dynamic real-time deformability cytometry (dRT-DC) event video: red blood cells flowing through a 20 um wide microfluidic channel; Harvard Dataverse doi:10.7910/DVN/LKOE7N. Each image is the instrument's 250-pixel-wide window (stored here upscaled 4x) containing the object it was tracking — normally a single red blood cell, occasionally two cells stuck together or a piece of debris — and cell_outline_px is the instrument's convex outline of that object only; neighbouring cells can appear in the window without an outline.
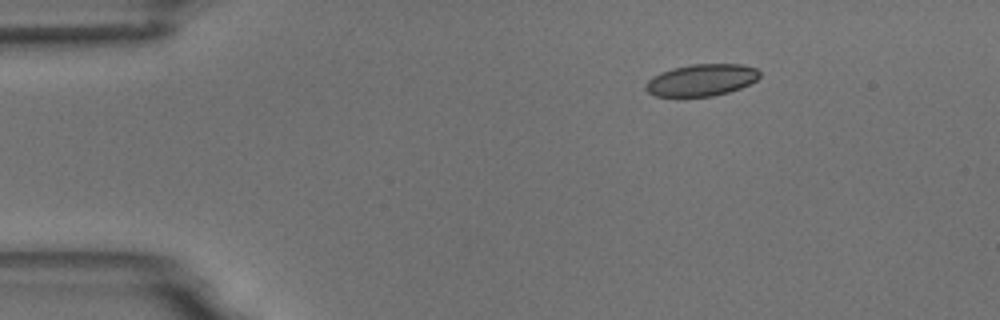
{"species": "common noctule bat (a hibernating species)", "species_latin": "Nyctalus noctula", "temperature_condition": "room temperature", "stored_images_in_passage": 4, "camera_frame_rate_fps": 3000, "um_per_image_px": 0.085, "animal": {"sex": "male", "body_mass_g": 18.8}, "frame": {"image": 1, "passage_image": 1, "time_ms": 0.0, "image_size_px": [1000, 320], "cell_outline_px": [[760, 76], [756, 80], [740, 88], [728, 92], [712, 96], [656, 96], [648, 92], [644, 88], [644, 84], [652, 76], [660, 72], [672, 68], [692, 64], [744, 64], [756, 68], [760, 72]], "centroid_in_image_um": [59.61, 6.79], "position_along_channel_um": 25.4, "area_um2": 21.21}}